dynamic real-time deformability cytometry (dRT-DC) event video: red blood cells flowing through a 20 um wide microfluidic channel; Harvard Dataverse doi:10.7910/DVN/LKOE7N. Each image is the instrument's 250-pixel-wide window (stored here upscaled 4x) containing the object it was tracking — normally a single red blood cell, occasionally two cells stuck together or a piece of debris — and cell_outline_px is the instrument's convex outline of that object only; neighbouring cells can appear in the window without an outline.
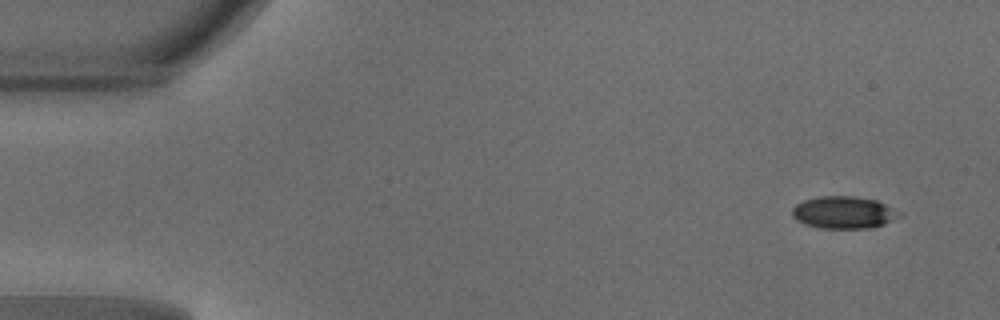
{"species": "common noctule bat (a hibernating species)", "species_latin": "Nyctalus noctula", "temperature_condition": "warm", "stored_images_in_passage": 47, "camera_frame_rate_fps": 3000, "um_per_image_px": 0.085, "animal": {"sex": "male", "body_mass_g": 18.8}, "frame": {"image": 1, "passage_image": 2, "time_ms": 0.333, "image_size_px": [1000, 320], "cell_outline_px": [[904, 216], [884, 224], [872, 228], [820, 228], [804, 224], [796, 220], [792, 216], [792, 208], [796, 204], [804, 200], [820, 196], [852, 196], [876, 200], [900, 212]], "centroid_in_image_um": [71.72, 18.07], "position_along_channel_um": 13.3, "area_um2": 20.23}}
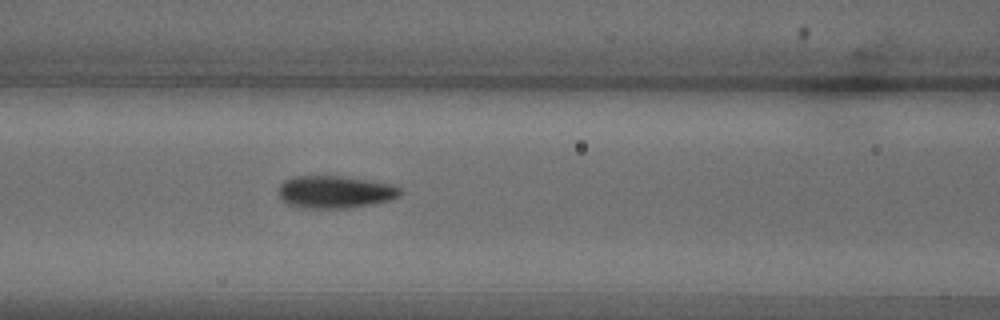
{"frame": {"image": 2, "passage_image": 19, "time_ms": 6.0, "image_size_px": [1000, 320], "cell_outline_px": [[404, 192], [400, 196], [388, 200], [372, 204], [344, 208], [304, 208], [288, 204], [280, 200], [280, 184], [284, 180], [292, 176], [340, 176], [392, 184], [400, 188]], "centroid_in_image_um": [28.47, 16.31], "position_along_channel_um": 138.1, "area_um2": 22.95}}
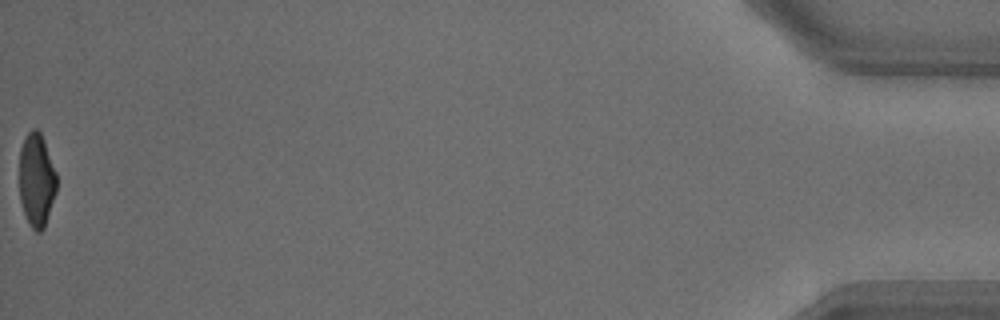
{"frame": {"image": 3, "passage_image": 47, "time_ms": 15.333, "image_size_px": [1000, 320], "cell_outline_px": [[56, 192], [44, 228], [40, 232], [36, 232], [32, 228], [24, 212], [20, 200], [20, 148], [24, 136], [32, 128], [36, 128], [40, 132], [44, 140], [56, 172]], "centroid_in_image_um": [3.1, 15.27], "position_along_channel_um": 432.1, "area_um2": 20.23}, "authors_computed_cell_mechanics": {"area_um2": 22.1374, "velocity_mm_per_s": 4.214, "shape_relaxation_time_tau1_ms": 3.0646, "shape_relaxation_time_tau2_ms": 1.0507, "deformation_change_tau1": 0.1629, "deformation_change_tau2": 0.0533}}